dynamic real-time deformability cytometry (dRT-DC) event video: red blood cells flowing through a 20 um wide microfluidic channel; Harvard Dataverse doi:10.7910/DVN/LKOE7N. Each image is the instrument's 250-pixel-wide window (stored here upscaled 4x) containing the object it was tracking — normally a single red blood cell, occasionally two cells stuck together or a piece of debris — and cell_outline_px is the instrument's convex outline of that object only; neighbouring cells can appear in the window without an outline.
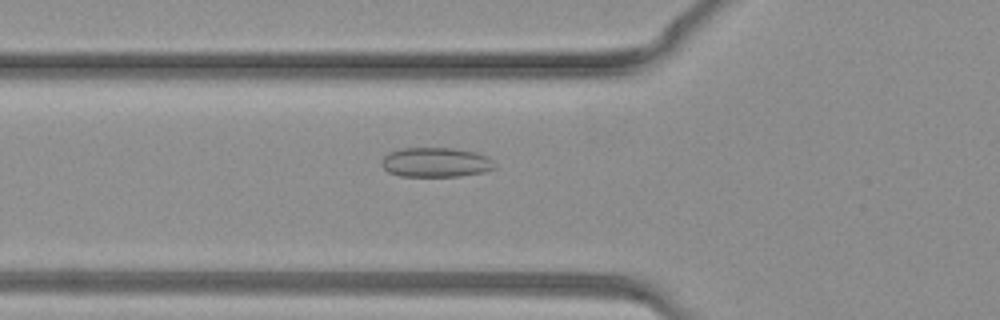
{"species": "common noctule bat (a hibernating species)", "species_latin": "Nyctalus noctula", "temperature_condition": "warm", "stored_images_in_passage": 31, "camera_frame_rate_fps": 3000, "um_per_image_px": 0.085, "animal": {"sex": "female", "body_mass_g": 19.3, "forearm_length_mm": 54.1}, "frame": {"image": 1, "passage_image": 6, "time_ms": 1.667, "image_size_px": [1000, 320], "cell_outline_px": [[496, 168], [484, 172], [460, 176], [400, 176], [388, 172], [380, 164], [380, 160], [388, 152], [400, 148], [452, 148], [476, 152], [492, 160]], "centroid_in_image_um": [36.99, 13.8], "position_along_channel_um": 88.8, "area_um2": 19.59}}
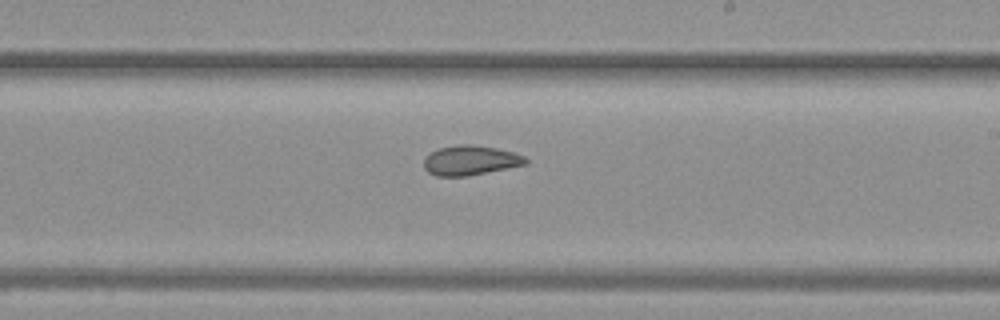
{"frame": {"image": 2, "passage_image": 15, "time_ms": 4.667, "image_size_px": [1000, 320], "cell_outline_px": [[528, 164], [468, 176], [436, 176], [428, 172], [424, 168], [424, 160], [432, 152], [440, 148], [460, 144], [472, 144], [496, 148], [512, 152], [524, 156], [528, 160]], "centroid_in_image_um": [40.0, 13.64], "position_along_channel_um": 249.0, "area_um2": 17.51}}
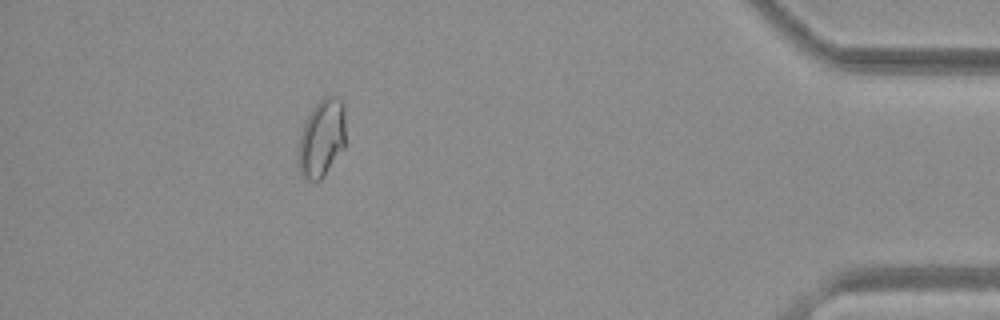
{"frame": {"image": 3, "passage_image": 27, "time_ms": 8.667, "image_size_px": [1000, 320], "cell_outline_px": [[348, 144], [324, 176], [320, 180], [308, 180], [300, 176], [296, 156], [300, 136], [304, 124], [312, 108], [324, 96], [336, 96], [344, 100]], "centroid_in_image_um": [27.39, 11.75], "position_along_channel_um": 407.8, "area_um2": 22.54}}